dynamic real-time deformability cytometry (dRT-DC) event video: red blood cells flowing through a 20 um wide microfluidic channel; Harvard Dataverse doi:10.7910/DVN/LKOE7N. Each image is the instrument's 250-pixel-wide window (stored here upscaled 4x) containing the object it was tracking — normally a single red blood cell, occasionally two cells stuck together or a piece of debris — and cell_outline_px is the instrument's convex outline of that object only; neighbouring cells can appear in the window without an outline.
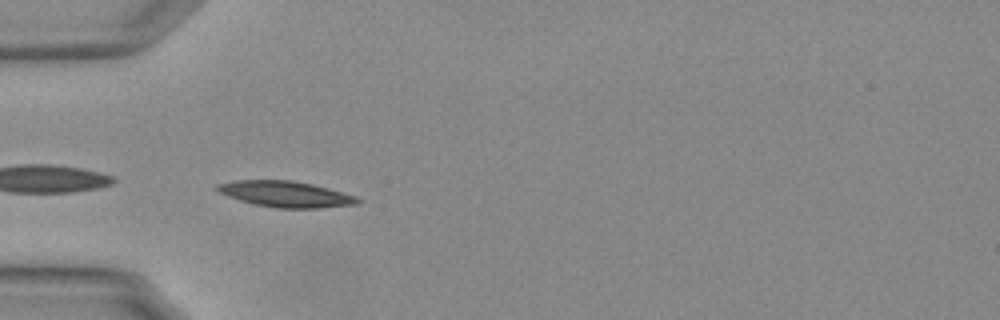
{"species": "Egyptian fruit bat (a non-hibernating species)", "species_latin": "Rousettus aegyptiacus", "temperature_condition": "warm", "stored_images_in_passage": 39, "camera_frame_rate_fps": 3000, "um_per_image_px": 0.085, "animal": {"sex": "female"}, "frame": {"image": 1, "passage_image": 1, "time_ms": 0.0, "image_size_px": [1000, 320], "cell_outline_px": [[360, 204], [316, 208], [276, 208], [256, 204], [240, 200], [228, 196], [220, 192], [216, 188], [216, 184], [236, 180], [292, 180], [312, 184], [328, 188], [356, 196], [360, 200]], "centroid_in_image_um": [24.3, 16.49], "position_along_channel_um": 60.7, "area_um2": 21.1}}
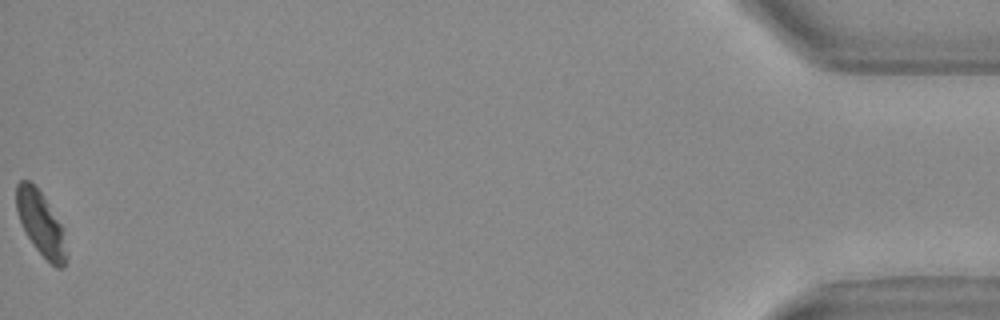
{"frame": {"image": 2, "passage_image": 39, "time_ms": 12.667, "image_size_px": [1000, 320], "cell_outline_px": [[68, 256], [64, 268], [56, 268], [36, 248], [28, 236], [20, 220], [16, 208], [16, 184], [20, 180], [28, 180], [40, 192], [64, 228]], "centroid_in_image_um": [3.51, 19.03], "position_along_channel_um": 431.7, "area_um2": 18.5}, "authors_computed_cell_mechanics": {"area_um2": 20.0566, "velocity_mm_per_s": 3.7187, "shape_relaxation_time_tau1_ms": 2.8457, "shape_relaxation_time_tau2_ms": 3.8894, "deformation_change_tau1": 0.1373, "deformation_change_tau2": 0.0944}}